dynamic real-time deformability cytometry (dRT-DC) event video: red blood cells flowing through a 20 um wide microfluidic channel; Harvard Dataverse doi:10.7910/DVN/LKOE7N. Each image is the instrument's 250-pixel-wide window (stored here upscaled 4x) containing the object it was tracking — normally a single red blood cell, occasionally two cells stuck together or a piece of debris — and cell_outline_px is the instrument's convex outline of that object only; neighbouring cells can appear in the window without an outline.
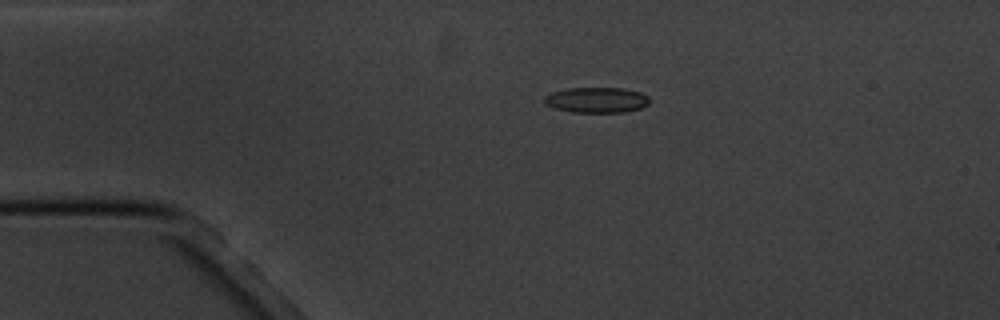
{"species": "common noctule bat (a hibernating species)", "species_latin": "Nyctalus noctula", "temperature_condition": "cold", "stored_images_in_passage": 14, "camera_frame_rate_fps": 3000, "um_per_image_px": 0.085, "animal": {"sex": "male", "body_mass_g": 20.1, "forearm_length_mm": 53.5}, "frame": {"image": 1, "passage_image": 1, "time_ms": 0.0, "image_size_px": [1000, 320], "cell_outline_px": [[648, 104], [640, 108], [624, 112], [572, 112], [556, 108], [544, 104], [544, 96], [552, 92], [568, 88], [624, 88], [640, 92], [648, 96]], "centroid_in_image_um": [50.7, 8.49], "position_along_channel_um": 34.3, "area_um2": 15.55}}
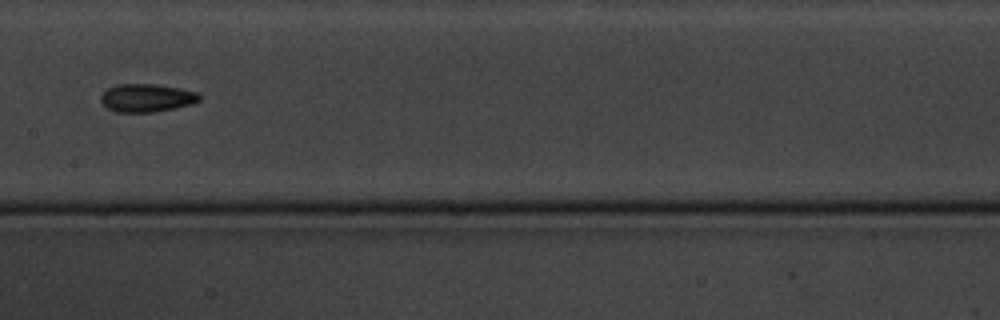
{"frame": {"image": 2, "passage_image": 6, "time_ms": 5.667, "image_size_px": [1000, 320], "cell_outline_px": [[200, 100], [192, 104], [152, 112], [116, 112], [108, 108], [100, 100], [100, 96], [108, 88], [116, 84], [156, 84], [180, 88], [196, 92], [200, 96]], "centroid_in_image_um": [12.45, 8.31], "position_along_channel_um": 194.9, "area_um2": 16.01}}
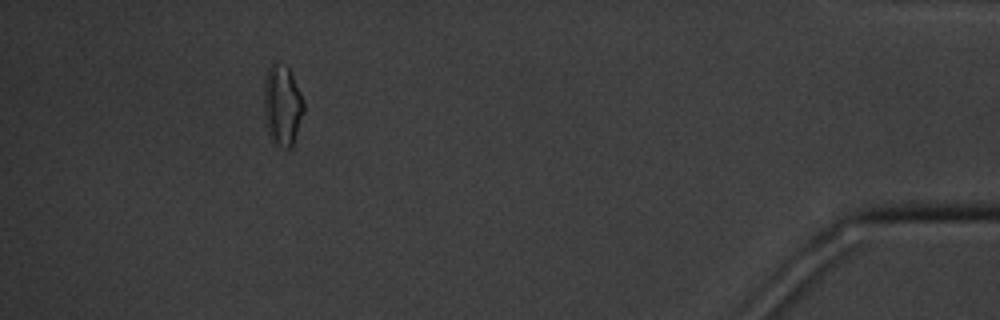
{"frame": {"image": 3, "passage_image": 13, "time_ms": 13.667, "image_size_px": [1000, 320], "cell_outline_px": [[304, 112], [292, 148], [284, 148], [276, 144], [272, 140], [268, 132], [264, 120], [264, 84], [268, 68], [272, 60], [288, 68], [304, 100]], "centroid_in_image_um": [23.99, 8.97], "position_along_channel_um": 411.2, "area_um2": 18.79}, "authors_computed_cell_mechanics": {"area_um2": 15.5771, "velocity_mm_per_s": 3.4537, "shape_relaxation_time_tau1_ms": 3.1851, "shape_relaxation_time_tau2_ms": 9.4184, "deformation_change_tau1": 0.082, "deformation_change_tau2": 0.1698}}